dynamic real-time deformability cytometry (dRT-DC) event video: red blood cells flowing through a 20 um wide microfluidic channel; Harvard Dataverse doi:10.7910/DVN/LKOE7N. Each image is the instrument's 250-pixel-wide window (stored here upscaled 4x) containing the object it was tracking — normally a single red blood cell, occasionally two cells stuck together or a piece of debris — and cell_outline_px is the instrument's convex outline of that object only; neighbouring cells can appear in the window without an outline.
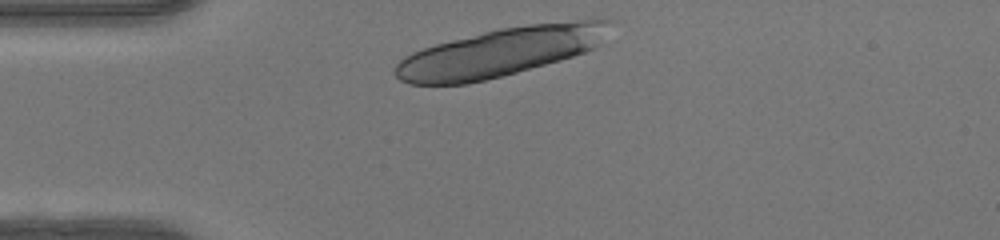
{"species": "human", "species_latin": "Homo sapiens", "temperature_condition": "warm", "stored_images_in_passage": 7, "camera_frame_rate_fps": 3000, "um_per_image_px": 0.085, "donor": {"sex": "female"}, "frame": {"image": 1, "passage_image": 1, "time_ms": 0.0, "image_size_px": [1000, 240], "cell_outline_px": [[616, 20], [600, 44], [584, 52], [560, 60], [516, 72], [468, 84], [408, 84], [400, 80], [392, 72], [396, 64], [404, 56], [412, 52], [436, 44], [500, 28], [528, 24], [580, 20]], "centroid_in_image_um": [42.52, 4.42], "position_along_channel_um": 42.5, "area_um2": 60.29}}